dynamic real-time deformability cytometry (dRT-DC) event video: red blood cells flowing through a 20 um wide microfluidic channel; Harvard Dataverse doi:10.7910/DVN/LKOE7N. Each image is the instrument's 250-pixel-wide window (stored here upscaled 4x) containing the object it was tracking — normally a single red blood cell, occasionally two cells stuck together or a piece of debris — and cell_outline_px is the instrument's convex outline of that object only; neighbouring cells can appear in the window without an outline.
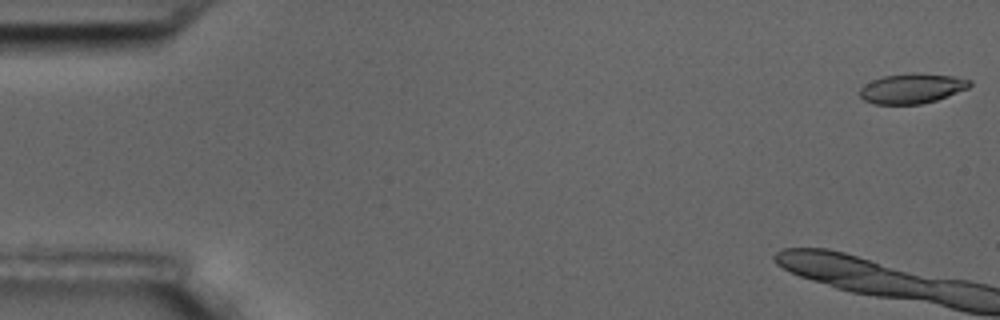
{"species": "common noctule bat (a hibernating species)", "species_latin": "Nyctalus noctula", "temperature_condition": "room temperature", "stored_images_in_passage": 7, "camera_frame_rate_fps": 3000, "um_per_image_px": 0.085, "animal": {"sex": "male", "body_mass_g": 17.5, "forearm_length_mm": 52.3}, "frame": {"image": 1, "passage_image": 1, "time_ms": 0.0, "image_size_px": [1000, 320], "cell_outline_px": [[972, 84], [968, 88], [948, 96], [936, 100], [920, 104], [872, 104], [864, 100], [860, 96], [860, 88], [864, 84], [872, 80], [884, 76], [912, 72], [916, 72], [952, 76], [972, 80]], "centroid_in_image_um": [77.51, 7.51], "position_along_channel_um": 7.5, "area_um2": 19.31}}